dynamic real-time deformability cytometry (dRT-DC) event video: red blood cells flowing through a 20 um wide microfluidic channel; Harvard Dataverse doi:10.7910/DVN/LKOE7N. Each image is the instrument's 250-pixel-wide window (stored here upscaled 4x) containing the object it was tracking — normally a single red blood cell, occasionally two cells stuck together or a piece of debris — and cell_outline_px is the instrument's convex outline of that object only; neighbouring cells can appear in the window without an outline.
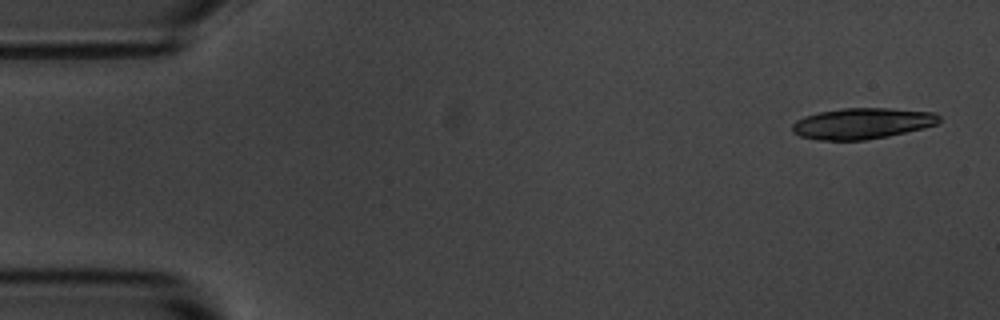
{"species": "common noctule bat (a hibernating species)", "species_latin": "Nyctalus noctula", "temperature_condition": "room temperature", "stored_images_in_passage": 5, "camera_frame_rate_fps": 3000, "um_per_image_px": 0.085, "animal": {"sex": "male", "body_mass_g": 20.1, "forearm_length_mm": 53.5}, "frame": {"image": 1, "passage_image": 1, "time_ms": 0.0, "image_size_px": [1000, 320], "cell_outline_px": [[940, 120], [936, 124], [924, 128], [888, 136], [864, 140], [816, 140], [800, 136], [792, 132], [792, 124], [796, 120], [804, 116], [820, 112], [844, 108], [888, 108], [936, 112], [940, 116]], "centroid_in_image_um": [73.28, 10.49], "position_along_channel_um": 11.7, "area_um2": 26.59}}